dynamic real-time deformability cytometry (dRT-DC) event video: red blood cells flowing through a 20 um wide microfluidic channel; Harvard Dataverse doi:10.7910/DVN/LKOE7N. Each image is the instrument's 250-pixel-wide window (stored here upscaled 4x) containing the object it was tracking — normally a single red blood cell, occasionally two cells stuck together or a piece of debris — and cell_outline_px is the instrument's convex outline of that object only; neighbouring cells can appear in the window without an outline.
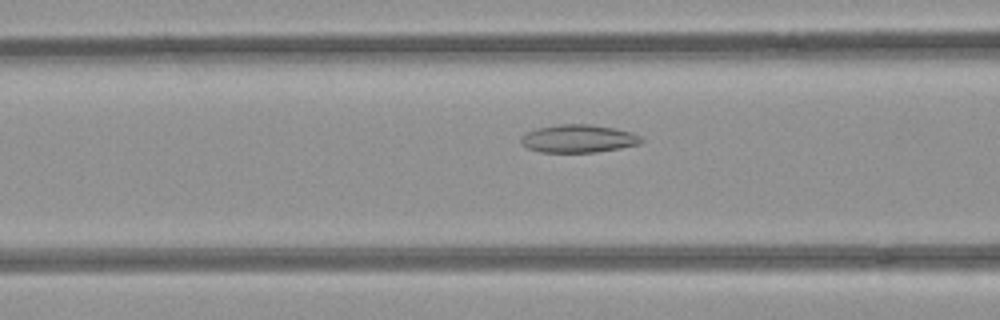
{"species": "common noctule bat (a hibernating species)", "species_latin": "Nyctalus noctula", "temperature_condition": "room temperature", "stored_images_in_passage": 33, "camera_frame_rate_fps": 3000, "um_per_image_px": 0.085, "animal": {"sex": "female", "body_mass_g": 21.9}, "frame": {"image": 1, "passage_image": 12, "time_ms": 3.667, "image_size_px": [1000, 320], "cell_outline_px": [[644, 140], [640, 144], [620, 148], [596, 152], [540, 152], [528, 148], [520, 140], [520, 136], [524, 132], [536, 128], [560, 124], [588, 124], [612, 128], [632, 132], [640, 136]], "centroid_in_image_um": [49.14, 11.78], "position_along_channel_um": 117.5, "area_um2": 19.59}}
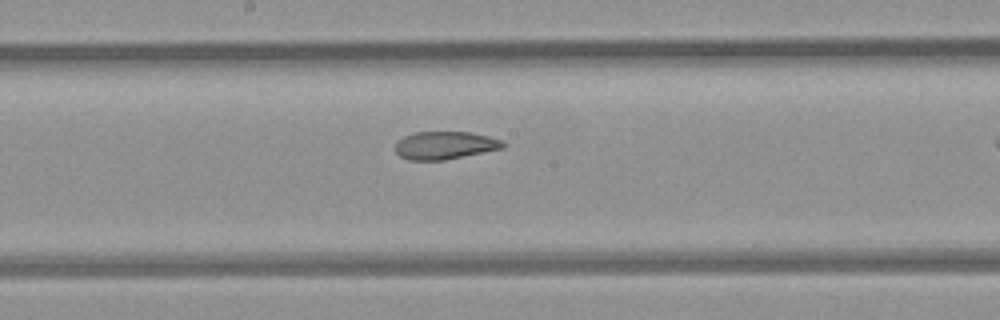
{"frame": {"image": 2, "passage_image": 19, "time_ms": 6.0, "image_size_px": [1000, 320], "cell_outline_px": [[504, 148], [444, 160], [408, 160], [400, 156], [396, 152], [396, 140], [412, 132], [472, 132], [504, 140]], "centroid_in_image_um": [37.81, 12.34], "position_along_channel_um": 210.4, "area_um2": 17.57}}
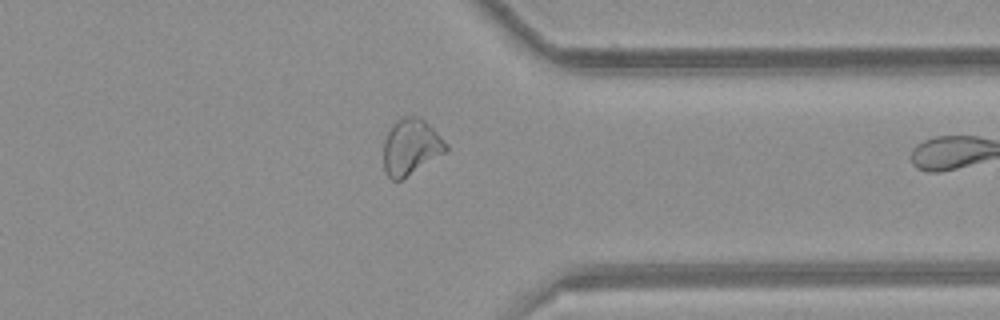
{"frame": {"image": 3, "passage_image": 32, "time_ms": 10.333, "image_size_px": [1000, 320], "cell_outline_px": [[448, 148], [444, 152], [400, 180], [392, 180], [388, 176], [384, 168], [384, 140], [392, 124], [396, 120], [404, 116], [420, 116], [448, 144]], "centroid_in_image_um": [34.9, 12.45], "position_along_channel_um": 376.5, "area_um2": 19.94}}